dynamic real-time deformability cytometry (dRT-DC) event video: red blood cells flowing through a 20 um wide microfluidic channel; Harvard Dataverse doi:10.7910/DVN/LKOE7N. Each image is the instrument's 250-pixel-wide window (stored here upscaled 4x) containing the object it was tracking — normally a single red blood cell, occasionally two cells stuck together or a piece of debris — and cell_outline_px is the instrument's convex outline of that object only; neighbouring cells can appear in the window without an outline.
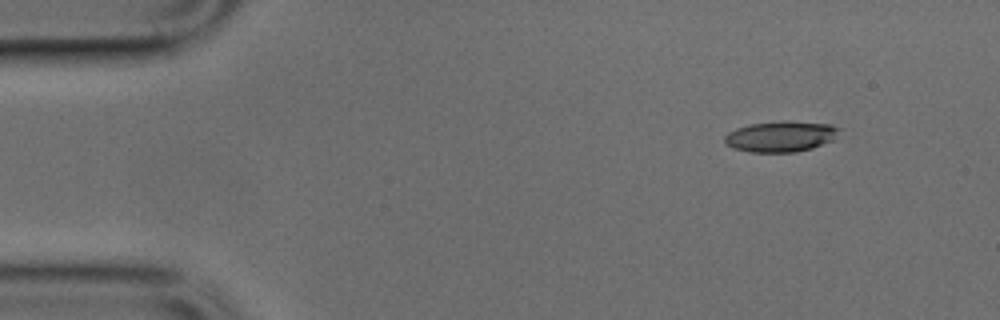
{"species": "common noctule bat (a hibernating species)", "species_latin": "Nyctalus noctula", "temperature_condition": "cold", "stored_images_in_passage": 10, "camera_frame_rate_fps": 3000, "um_per_image_px": 0.085, "animal": {"sex": "male", "body_mass_g": 17.9, "forearm_length_mm": 54.2}, "frame": {"image": 1, "passage_image": 1, "time_ms": 0.0, "image_size_px": [1000, 320], "cell_outline_px": [[840, 128], [832, 140], [812, 148], [796, 152], [748, 152], [732, 148], [724, 140], [724, 136], [728, 132], [736, 128], [752, 124], [832, 124]], "centroid_in_image_um": [66.3, 11.66], "position_along_channel_um": 18.7, "area_um2": 19.36}}